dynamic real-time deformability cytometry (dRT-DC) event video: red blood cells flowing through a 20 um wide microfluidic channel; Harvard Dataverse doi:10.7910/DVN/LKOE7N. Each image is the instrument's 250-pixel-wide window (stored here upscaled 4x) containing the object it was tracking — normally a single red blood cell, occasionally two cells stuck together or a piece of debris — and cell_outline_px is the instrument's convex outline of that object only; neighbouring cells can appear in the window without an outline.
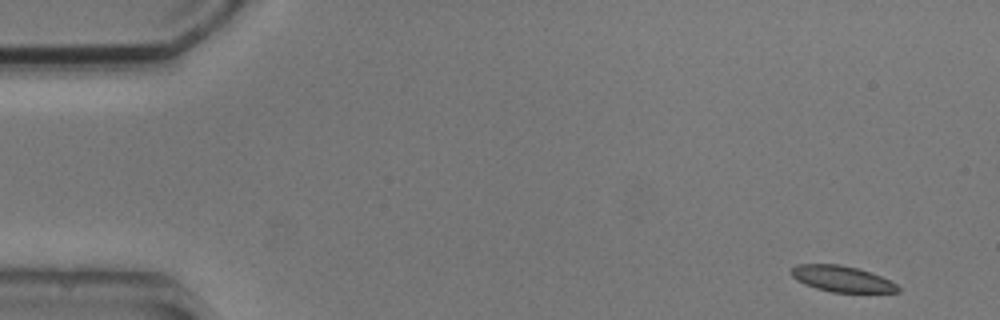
{"species": "common noctule bat (a hibernating species)", "species_latin": "Nyctalus noctula", "temperature_condition": "cold", "stored_images_in_passage": 4, "camera_frame_rate_fps": 3000, "um_per_image_px": 0.085, "animal": {"sex": "male", "body_mass_g": 20.5, "forearm_length_mm": 52.5}, "frame": {"image": 1, "passage_image": 1, "time_ms": 0.0, "image_size_px": [1000, 320], "cell_outline_px": [[900, 292], [832, 292], [816, 288], [804, 284], [796, 280], [792, 276], [792, 268], [796, 264], [840, 264], [856, 268], [880, 276], [896, 284], [900, 288]], "centroid_in_image_um": [71.53, 23.7], "position_along_channel_um": 13.5, "area_um2": 15.95}}
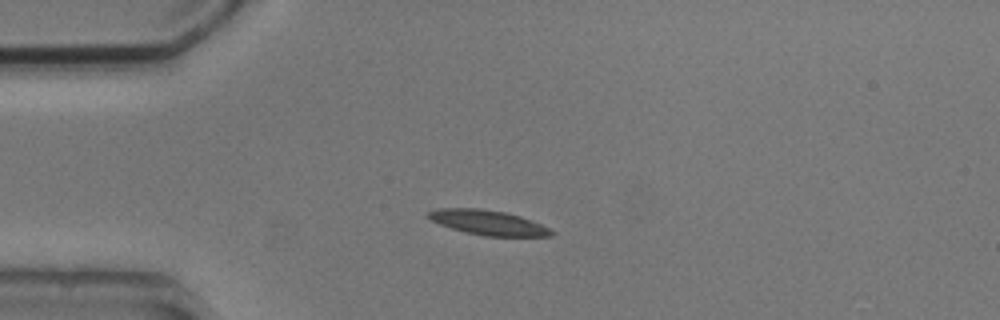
{"frame": {"image": 2, "passage_image": 4, "time_ms": 3.333, "image_size_px": [1000, 320], "cell_outline_px": [[556, 232], [552, 236], [484, 236], [464, 232], [440, 224], [432, 220], [428, 216], [428, 212], [436, 208], [480, 208], [504, 212], [520, 216], [540, 224]], "centroid_in_image_um": [41.49, 18.92], "position_along_channel_um": 43.5, "area_um2": 17.63}}